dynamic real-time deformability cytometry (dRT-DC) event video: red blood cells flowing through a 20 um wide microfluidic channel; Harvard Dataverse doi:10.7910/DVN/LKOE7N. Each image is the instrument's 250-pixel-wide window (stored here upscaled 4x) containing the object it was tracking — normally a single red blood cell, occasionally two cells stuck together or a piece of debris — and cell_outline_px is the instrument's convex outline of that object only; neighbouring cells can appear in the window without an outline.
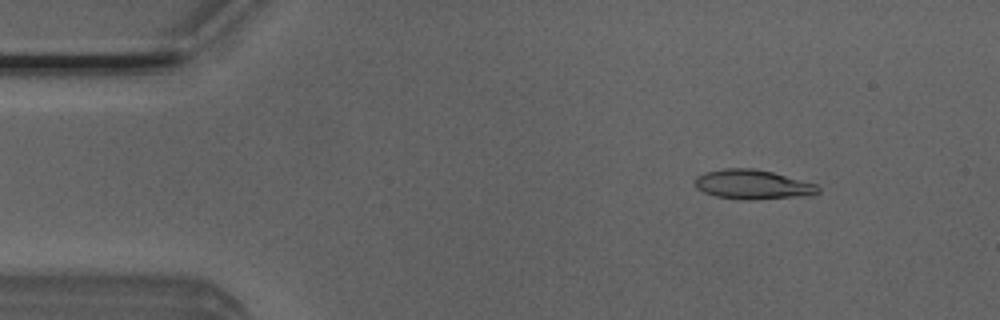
{"species": "Egyptian fruit bat (a non-hibernating species)", "species_latin": "Rousettus aegyptiacus", "temperature_condition": "room temperature", "stored_images_in_passage": 36, "camera_frame_rate_fps": 3000, "um_per_image_px": 0.085, "animal": {"sex": "male"}, "frame": {"image": 1, "passage_image": 5, "time_ms": 1.333, "image_size_px": [1000, 320], "cell_outline_px": [[820, 192], [804, 196], [752, 200], [716, 196], [704, 192], [696, 188], [696, 176], [704, 172], [724, 168], [752, 168], [772, 172], [816, 184], [820, 188]], "centroid_in_image_um": [63.97, 15.68], "position_along_channel_um": 21.0, "area_um2": 20.98}}
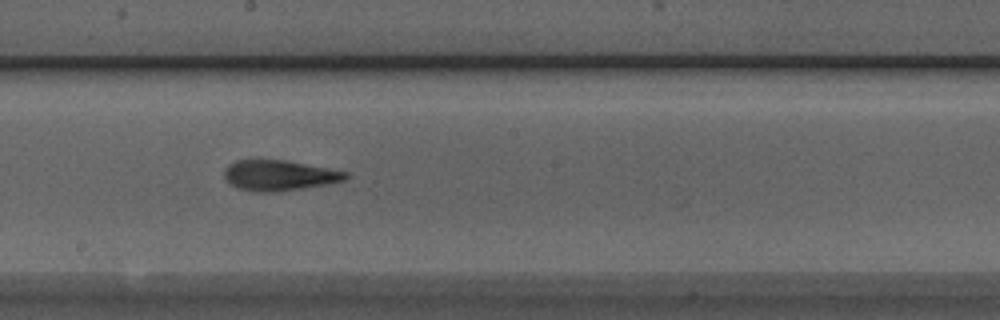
{"frame": {"image": 2, "passage_image": 26, "time_ms": 8.333, "image_size_px": [1000, 320], "cell_outline_px": [[348, 176], [344, 180], [328, 184], [276, 192], [256, 192], [236, 188], [224, 176], [224, 168], [228, 164], [236, 160], [284, 160], [328, 168], [348, 172]], "centroid_in_image_um": [23.71, 14.91], "position_along_channel_um": 224.5, "area_um2": 21.44}}
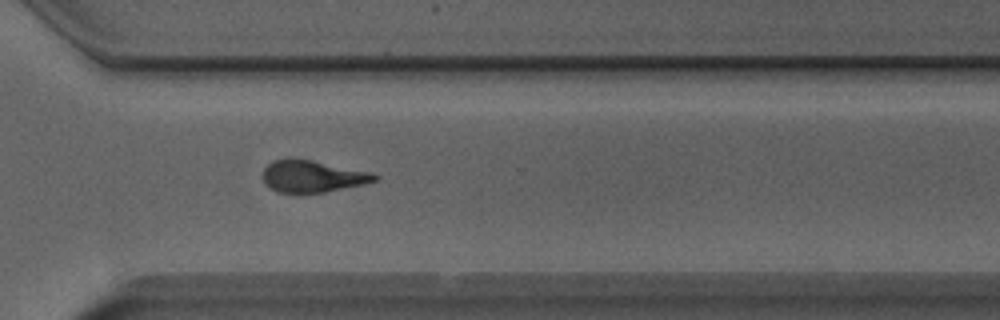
{"frame": {"image": 3, "passage_image": 35, "time_ms": 11.333, "image_size_px": [1000, 320], "cell_outline_px": [[380, 176], [376, 180], [364, 184], [324, 192], [296, 196], [276, 192], [264, 184], [264, 168], [268, 164], [276, 160], [308, 160], [372, 172]], "centroid_in_image_um": [26.54, 15.06], "position_along_channel_um": 344.1, "area_um2": 20.87}}